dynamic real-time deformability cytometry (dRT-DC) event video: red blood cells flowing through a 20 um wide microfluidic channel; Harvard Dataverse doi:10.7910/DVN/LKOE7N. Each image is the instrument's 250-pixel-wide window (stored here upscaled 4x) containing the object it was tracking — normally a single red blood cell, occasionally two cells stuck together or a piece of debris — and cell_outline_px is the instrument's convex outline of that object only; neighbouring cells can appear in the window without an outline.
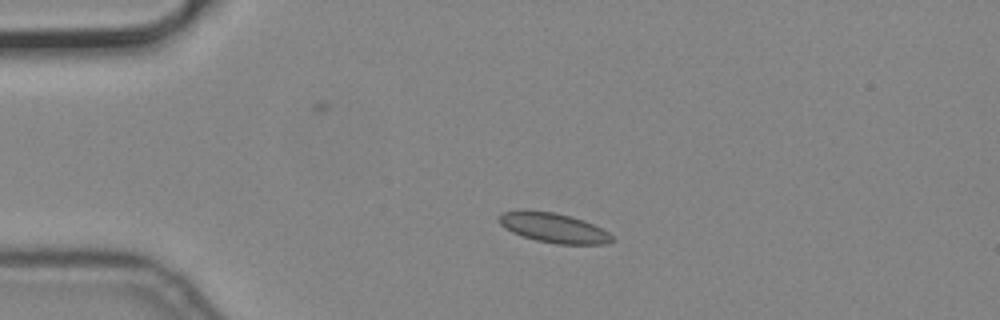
{"species": "common noctule bat (a hibernating species)", "species_latin": "Nyctalus noctula", "temperature_condition": "cold", "stored_images_in_passage": 3, "camera_frame_rate_fps": 3000, "um_per_image_px": 0.085, "animal": {"sex": "male", "body_mass_g": 19.2, "forearm_length_mm": 51.8}, "frame": {"image": 1, "passage_image": 2, "time_ms": 0.333, "image_size_px": [1000, 320], "cell_outline_px": [[616, 240], [608, 244], [556, 244], [536, 240], [512, 232], [504, 228], [500, 224], [500, 216], [504, 212], [556, 212], [584, 220], [608, 232]], "centroid_in_image_um": [47.14, 19.4], "position_along_channel_um": 37.9, "area_um2": 19.02}}